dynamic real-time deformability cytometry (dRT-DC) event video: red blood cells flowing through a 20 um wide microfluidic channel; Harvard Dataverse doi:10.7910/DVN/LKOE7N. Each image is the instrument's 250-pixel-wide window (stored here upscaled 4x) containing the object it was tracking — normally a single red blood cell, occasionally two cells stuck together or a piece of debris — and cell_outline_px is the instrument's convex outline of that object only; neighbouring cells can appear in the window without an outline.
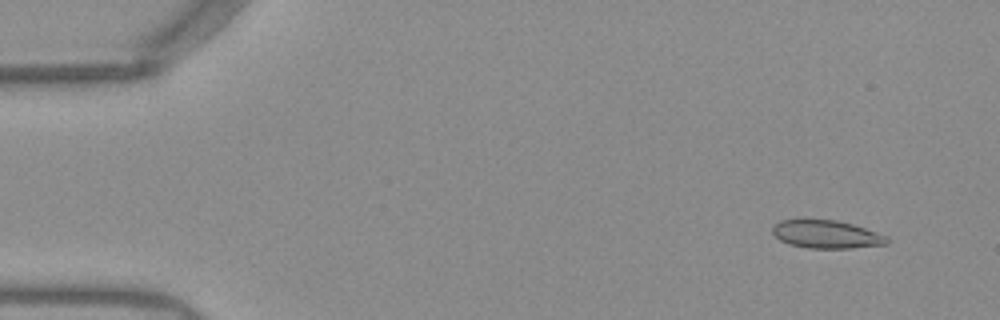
{"species": "Egyptian fruit bat (a non-hibernating species)", "species_latin": "Rousettus aegyptiacus", "temperature_condition": "warm", "stored_images_in_passage": 51, "camera_frame_rate_fps": 3000, "um_per_image_px": 0.085, "frame": {"image": 1, "passage_image": 4, "time_ms": 1.0, "image_size_px": [1000, 320], "cell_outline_px": [[888, 244], [852, 248], [808, 248], [788, 244], [780, 240], [772, 232], [772, 228], [780, 220], [808, 216], [836, 220], [852, 224], [888, 236]], "centroid_in_image_um": [70.19, 19.87], "position_along_channel_um": 14.8, "area_um2": 19.36}}
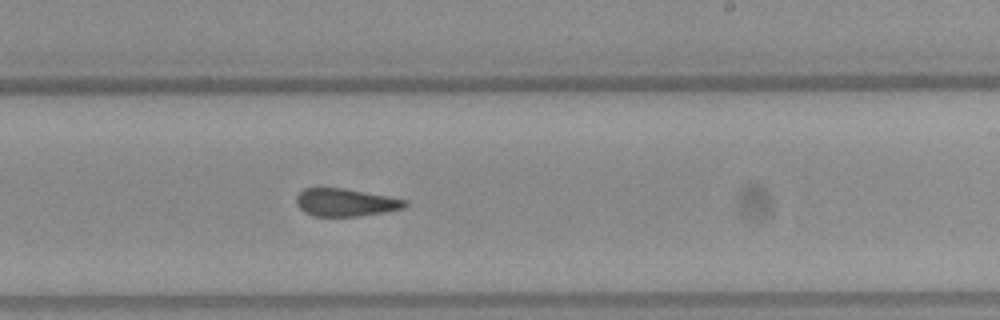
{"frame": {"image": 2, "passage_image": 31, "time_ms": 10.0, "image_size_px": [1000, 320], "cell_outline_px": [[408, 204], [404, 208], [384, 212], [356, 216], [312, 216], [304, 212], [296, 204], [296, 196], [304, 188], [340, 188], [388, 196], [408, 200]], "centroid_in_image_um": [29.36, 17.21], "position_along_channel_um": 259.6, "area_um2": 17.46}}
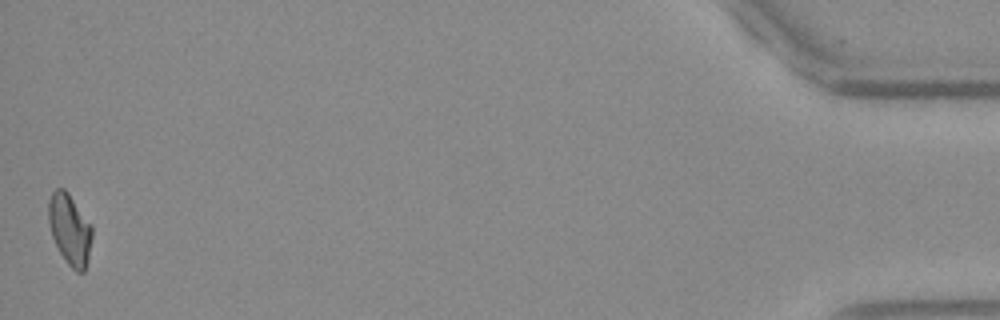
{"frame": {"image": 3, "passage_image": 51, "time_ms": 16.667, "image_size_px": [1000, 320], "cell_outline_px": [[92, 236], [88, 260], [84, 272], [76, 272], [68, 264], [60, 252], [52, 236], [48, 220], [48, 200], [52, 192], [56, 188], [64, 188], [68, 192], [92, 224]], "centroid_in_image_um": [5.94, 19.47], "position_along_channel_um": 429.3, "area_um2": 18.09}, "authors_computed_cell_mechanics": {"area_um2": 18.5538, "velocity_mm_per_s": 3.9519, "shape_relaxation_time_tau1_ms": null, "shape_relaxation_time_tau2_ms": 2.4816, "deformation_change_tau1": null, "deformation_change_tau2": 0.0648}}